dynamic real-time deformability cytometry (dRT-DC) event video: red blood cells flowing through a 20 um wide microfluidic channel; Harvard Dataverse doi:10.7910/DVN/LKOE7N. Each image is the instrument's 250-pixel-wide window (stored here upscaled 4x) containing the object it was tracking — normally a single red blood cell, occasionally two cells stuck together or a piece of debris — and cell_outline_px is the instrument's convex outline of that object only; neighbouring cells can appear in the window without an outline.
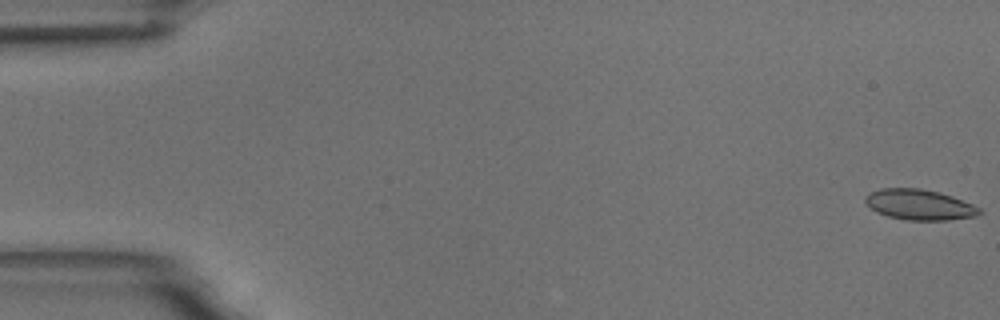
{"species": "common noctule bat (a hibernating species)", "species_latin": "Nyctalus noctula", "temperature_condition": "room temperature", "stored_images_in_passage": 56, "camera_frame_rate_fps": 3000, "um_per_image_px": 0.085, "animal": {"sex": "male", "body_mass_g": 18.8}, "frame": {"image": 1, "passage_image": 1, "time_ms": 0.0, "image_size_px": [1000, 320], "cell_outline_px": [[984, 212], [976, 216], [948, 220], [908, 220], [888, 216], [876, 212], [864, 200], [872, 192], [880, 188], [920, 188], [940, 192], [952, 196], [972, 204], [980, 208]], "centroid_in_image_um": [78.2, 17.4], "position_along_channel_um": 6.8, "area_um2": 20.17}}
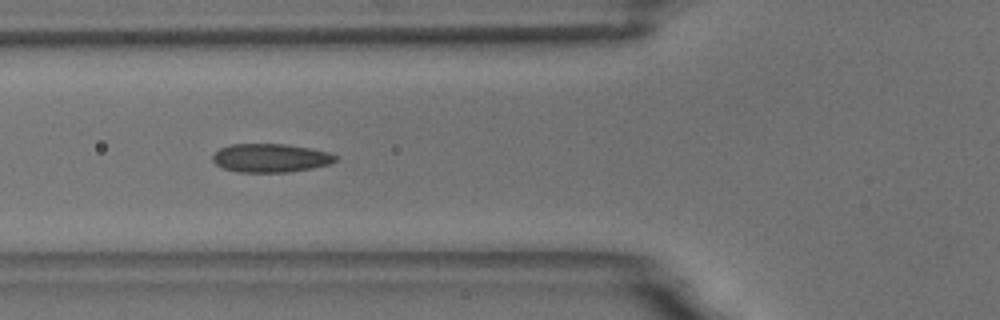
{"frame": {"image": 2, "passage_image": 21, "time_ms": 6.667, "image_size_px": [1000, 320], "cell_outline_px": [[340, 156], [332, 164], [312, 168], [288, 172], [240, 172], [224, 168], [216, 164], [212, 160], [212, 156], [220, 148], [232, 144], [288, 144], [312, 148], [328, 152]], "centroid_in_image_um": [23.05, 13.42], "position_along_channel_um": 102.7, "area_um2": 20.58}}
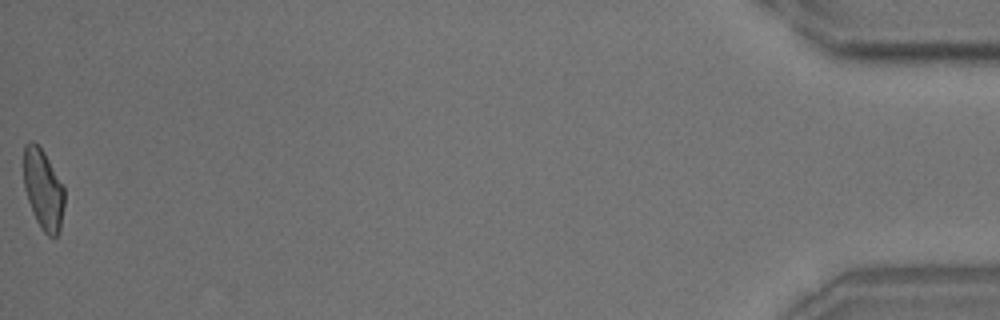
{"frame": {"image": 3, "passage_image": 56, "time_ms": 18.333, "image_size_px": [1000, 320], "cell_outline_px": [[64, 204], [60, 232], [56, 236], [48, 236], [44, 232], [36, 220], [28, 200], [24, 188], [24, 144], [28, 140], [32, 140], [44, 152], [64, 188]], "centroid_in_image_um": [3.67, 16.1], "position_along_channel_um": 431.5, "area_um2": 18.9}, "authors_computed_cell_mechanics": {"area_um2": 20.0855, "velocity_mm_per_s": 3.657, "shape_relaxation_time_tau1_ms": 5.214, "shape_relaxation_time_tau2_ms": 1.5218, "deformation_change_tau1": 0.129, "deformation_change_tau2": 0.0806}}